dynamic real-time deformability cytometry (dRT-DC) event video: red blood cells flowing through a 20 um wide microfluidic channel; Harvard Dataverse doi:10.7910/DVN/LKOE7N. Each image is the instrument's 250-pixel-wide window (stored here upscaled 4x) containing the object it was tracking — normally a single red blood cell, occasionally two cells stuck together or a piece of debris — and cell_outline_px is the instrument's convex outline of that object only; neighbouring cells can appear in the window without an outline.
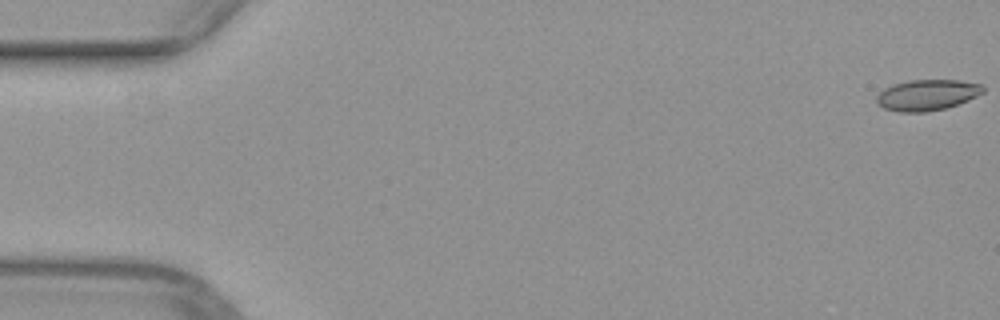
{"species": "common noctule bat (a hibernating species)", "species_latin": "Nyctalus noctula", "temperature_condition": "warm", "stored_images_in_passage": 51, "camera_frame_rate_fps": 3000, "um_per_image_px": 0.085, "animal": {"sex": "female", "body_mass_g": 29.2, "forearm_length_mm": 56.3}, "frame": {"image": 1, "passage_image": 1, "time_ms": 0.0, "image_size_px": [1000, 320], "cell_outline_px": [[984, 92], [968, 100], [944, 108], [924, 112], [900, 112], [884, 108], [876, 100], [876, 96], [884, 88], [892, 84], [908, 80], [960, 80], [980, 84], [984, 88]], "centroid_in_image_um": [78.79, 8.06], "position_along_channel_um": 6.2, "area_um2": 19.02}}
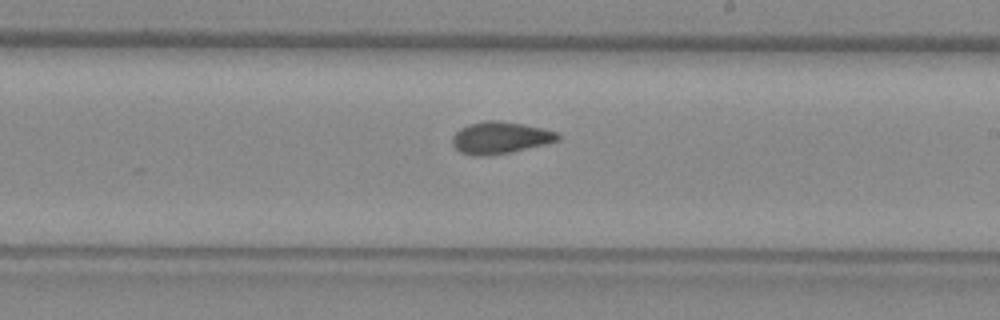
{"frame": {"image": 2, "passage_image": 30, "time_ms": 9.667, "image_size_px": [1000, 320], "cell_outline_px": [[560, 140], [512, 152], [488, 156], [472, 156], [460, 152], [452, 144], [452, 136], [460, 128], [468, 124], [484, 120], [496, 120], [524, 124], [544, 128], [556, 132], [560, 136]], "centroid_in_image_um": [42.49, 11.71], "position_along_channel_um": 246.5, "area_um2": 19.83}}
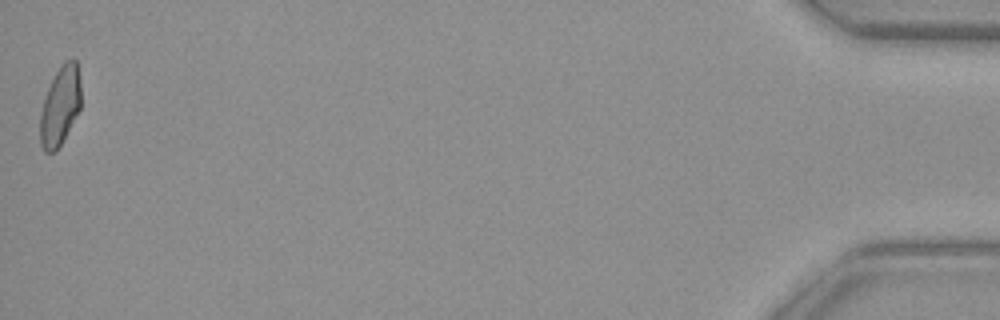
{"frame": {"image": 3, "passage_image": 51, "time_ms": 16.667, "image_size_px": [1000, 320], "cell_outline_px": [[80, 108], [56, 152], [44, 152], [40, 144], [40, 112], [48, 88], [60, 64], [68, 60], [76, 60], [80, 84]], "centroid_in_image_um": [5.09, 9.02], "position_along_channel_um": 430.1, "area_um2": 18.5}}